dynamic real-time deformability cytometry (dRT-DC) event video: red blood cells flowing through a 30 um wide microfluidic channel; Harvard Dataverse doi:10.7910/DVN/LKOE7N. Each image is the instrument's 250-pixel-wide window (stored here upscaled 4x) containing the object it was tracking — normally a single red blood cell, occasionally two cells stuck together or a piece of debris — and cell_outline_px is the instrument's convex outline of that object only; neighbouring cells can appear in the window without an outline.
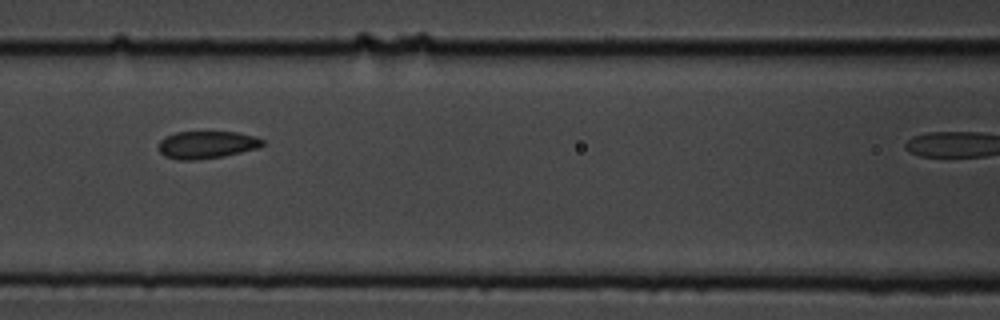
{"species": "common noctule bat (a hibernating species)", "species_latin": "Nyctalus noctula", "temperature_condition": "cold", "stored_images_in_passage": 6, "camera_frame_rate_fps": 3000, "um_per_image_px": 0.085, "animal": {"sex": "male", "body_mass_g": 19.5, "forearm_length_mm": 54.6}, "frame": {"image": 1, "passage_image": 4, "time_ms": 1.0, "image_size_px": [1000, 320], "cell_outline_px": [[264, 144], [260, 148], [224, 156], [196, 160], [176, 160], [164, 156], [160, 152], [160, 140], [176, 132], [236, 132], [256, 136], [264, 140]], "centroid_in_image_um": [17.61, 12.31], "position_along_channel_um": 149.0, "area_um2": 16.7}}
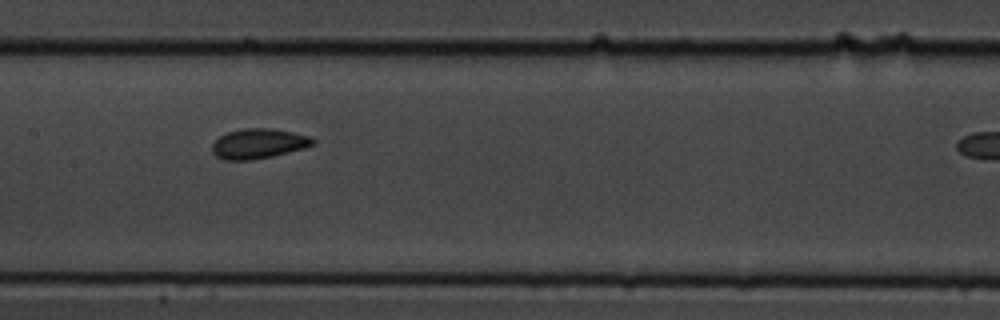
{"frame": {"image": 2, "passage_image": 5, "time_ms": 1.333, "image_size_px": [1000, 320], "cell_outline_px": [[316, 144], [304, 148], [272, 156], [252, 160], [224, 160], [216, 156], [212, 152], [212, 144], [220, 136], [228, 132], [244, 128], [272, 128], [292, 132], [308, 136], [316, 140]], "centroid_in_image_um": [21.97, 12.21], "position_along_channel_um": 185.4, "area_um2": 17.57}}